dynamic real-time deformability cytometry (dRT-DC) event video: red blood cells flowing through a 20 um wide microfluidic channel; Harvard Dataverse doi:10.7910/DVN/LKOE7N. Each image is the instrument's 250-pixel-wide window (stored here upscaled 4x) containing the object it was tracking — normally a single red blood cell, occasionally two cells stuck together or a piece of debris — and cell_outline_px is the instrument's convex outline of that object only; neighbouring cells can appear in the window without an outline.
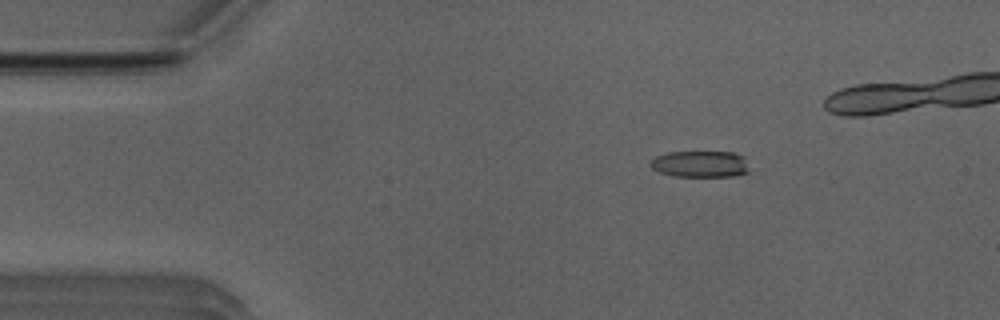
{"species": "Egyptian fruit bat (a non-hibernating species)", "species_latin": "Rousettus aegyptiacus", "temperature_condition": "room temperature", "stored_images_in_passage": 42, "camera_frame_rate_fps": 3000, "um_per_image_px": 0.085, "animal": {"sex": "male"}, "frame": {"image": 1, "passage_image": 8, "time_ms": 2.333, "image_size_px": [1000, 320], "cell_outline_px": [[748, 172], [732, 176], [672, 176], [660, 172], [652, 168], [648, 164], [656, 156], [668, 152], [732, 152], [744, 156], [748, 168]], "centroid_in_image_um": [59.5, 13.94], "position_along_channel_um": 25.5, "area_um2": 15.2}}
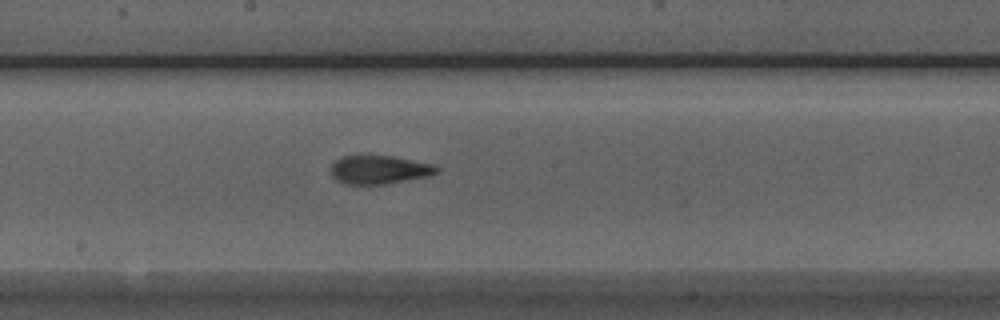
{"frame": {"image": 2, "passage_image": 27, "time_ms": 8.667, "image_size_px": [1000, 320], "cell_outline_px": [[440, 172], [428, 176], [384, 184], [344, 184], [336, 180], [332, 176], [332, 164], [336, 160], [344, 156], [392, 156], [432, 164], [440, 168]], "centroid_in_image_um": [32.25, 14.43], "position_along_channel_um": 215.9, "area_um2": 17.4}}
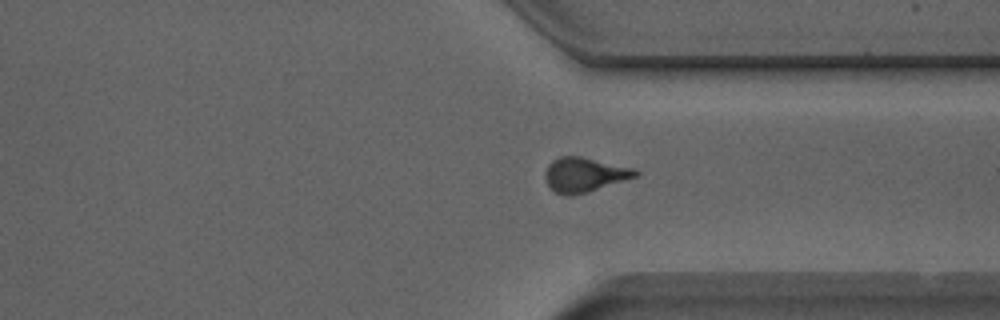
{"frame": {"image": 3, "passage_image": 38, "time_ms": 12.333, "image_size_px": [1000, 320], "cell_outline_px": [[640, 172], [636, 176], [588, 192], [572, 196], [564, 196], [556, 192], [548, 184], [544, 176], [544, 172], [548, 164], [552, 160], [560, 156], [580, 156], [636, 168]], "centroid_in_image_um": [49.66, 14.84], "position_along_channel_um": 361.7, "area_um2": 18.21}}